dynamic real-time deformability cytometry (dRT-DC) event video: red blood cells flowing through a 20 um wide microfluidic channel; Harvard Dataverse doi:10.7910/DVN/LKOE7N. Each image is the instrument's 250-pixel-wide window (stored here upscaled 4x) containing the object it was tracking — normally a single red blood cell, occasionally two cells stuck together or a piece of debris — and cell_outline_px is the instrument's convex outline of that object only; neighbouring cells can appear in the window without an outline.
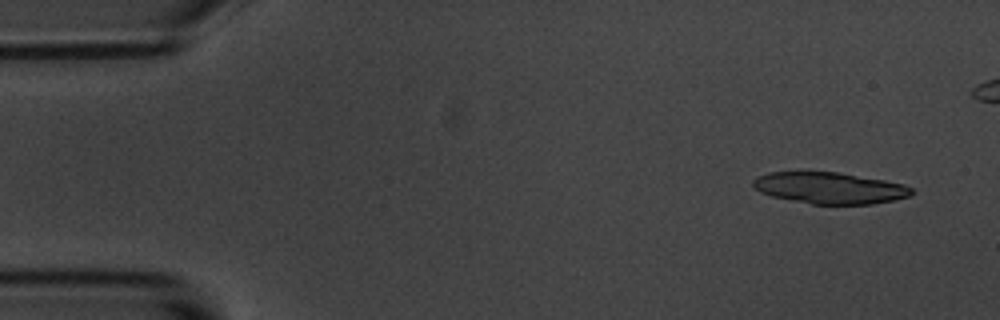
{"species": "common noctule bat (a hibernating species)", "species_latin": "Nyctalus noctula", "temperature_condition": "room temperature", "stored_images_in_passage": 6, "segment_of_instrument_passage": [1, 2], "camera_frame_rate_fps": 3000, "um_per_image_px": 0.085, "animal": {"sex": "male", "body_mass_g": 20.1, "forearm_length_mm": 53.5}, "frame": {"image": 1, "passage_image": 2, "time_ms": 1.0, "image_size_px": [1000, 320], "cell_outline_px": [[916, 192], [908, 196], [896, 200], [872, 204], [812, 204], [772, 196], [760, 192], [752, 184], [752, 180], [756, 176], [768, 172], [800, 168], [840, 172], [884, 180], [904, 184], [912, 188]], "centroid_in_image_um": [70.46, 15.92], "position_along_channel_um": 14.5, "area_um2": 30.17}}